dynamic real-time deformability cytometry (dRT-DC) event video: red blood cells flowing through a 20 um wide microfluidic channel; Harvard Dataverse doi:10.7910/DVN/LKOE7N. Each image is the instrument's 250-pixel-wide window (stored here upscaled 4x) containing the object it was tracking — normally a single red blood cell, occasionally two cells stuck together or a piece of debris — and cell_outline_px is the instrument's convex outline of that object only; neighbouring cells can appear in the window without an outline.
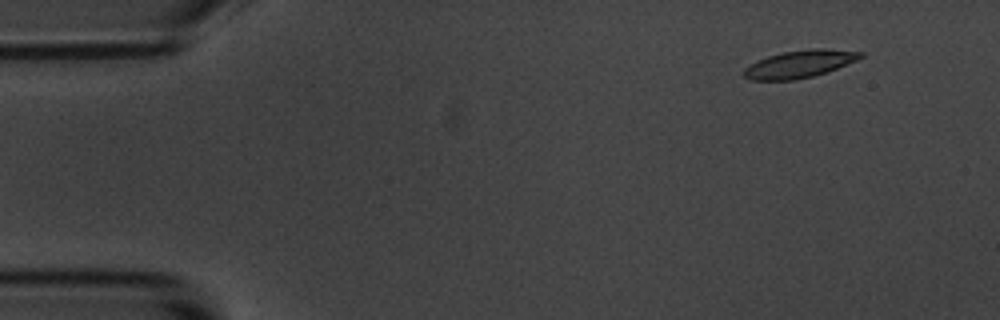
{"species": "common noctule bat (a hibernating species)", "species_latin": "Nyctalus noctula", "temperature_condition": "room temperature", "stored_images_in_passage": 6, "camera_frame_rate_fps": 3000, "um_per_image_px": 0.085, "animal": {"sex": "male", "body_mass_g": 20.1, "forearm_length_mm": 53.5}, "frame": {"image": 1, "passage_image": 2, "time_ms": 1.333, "image_size_px": [1000, 320], "cell_outline_px": [[864, 56], [856, 60], [828, 72], [796, 80], [752, 80], [744, 76], [744, 68], [756, 60], [768, 56], [784, 52], [812, 48], [824, 48], [864, 52]], "centroid_in_image_um": [67.97, 5.44], "position_along_channel_um": 17.0, "area_um2": 18.67}}
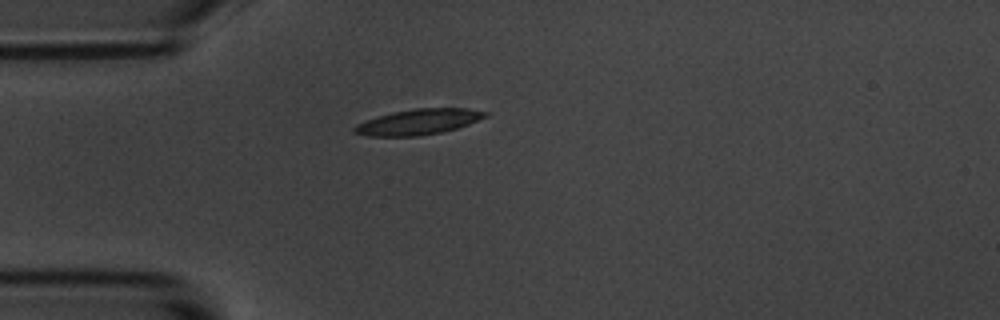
{"frame": {"image": 2, "passage_image": 5, "time_ms": 4.667, "image_size_px": [1000, 320], "cell_outline_px": [[488, 116], [468, 124], [456, 128], [440, 132], [416, 136], [368, 136], [352, 132], [352, 128], [356, 124], [392, 112], [416, 108], [464, 108], [488, 112]], "centroid_in_image_um": [35.55, 10.36], "position_along_channel_um": 49.4, "area_um2": 19.25}}